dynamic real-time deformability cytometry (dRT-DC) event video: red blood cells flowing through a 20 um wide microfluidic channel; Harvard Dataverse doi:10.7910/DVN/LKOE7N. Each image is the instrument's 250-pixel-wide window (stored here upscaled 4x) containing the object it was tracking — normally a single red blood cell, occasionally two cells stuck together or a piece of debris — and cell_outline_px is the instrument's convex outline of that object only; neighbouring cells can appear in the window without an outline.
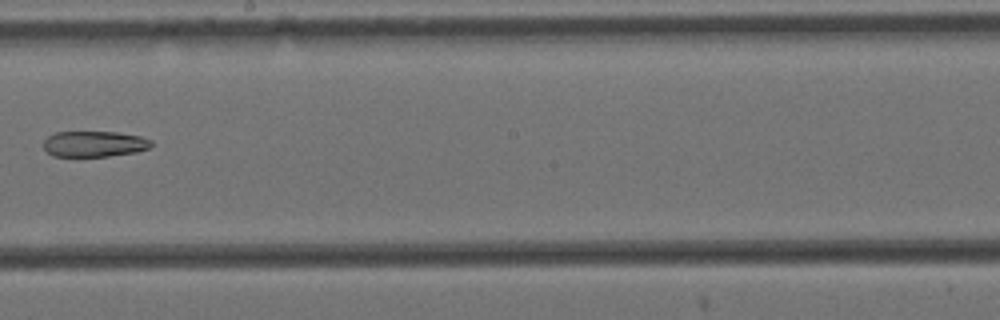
{"species": "Egyptian fruit bat (a non-hibernating species)", "species_latin": "Rousettus aegyptiacus", "temperature_condition": "cold", "stored_images_in_passage": 15, "camera_frame_rate_fps": 3000, "um_per_image_px": 0.085, "animal": {"sex": "female"}, "frame": {"image": 1, "passage_image": 9, "time_ms": 2.667, "image_size_px": [1000, 320], "cell_outline_px": [[152, 144], [148, 148], [136, 152], [108, 156], [52, 156], [44, 148], [44, 140], [48, 136], [56, 132], [116, 132], [140, 136], [152, 140]], "centroid_in_image_um": [8.01, 12.23], "position_along_channel_um": 240.2, "area_um2": 16.13}}
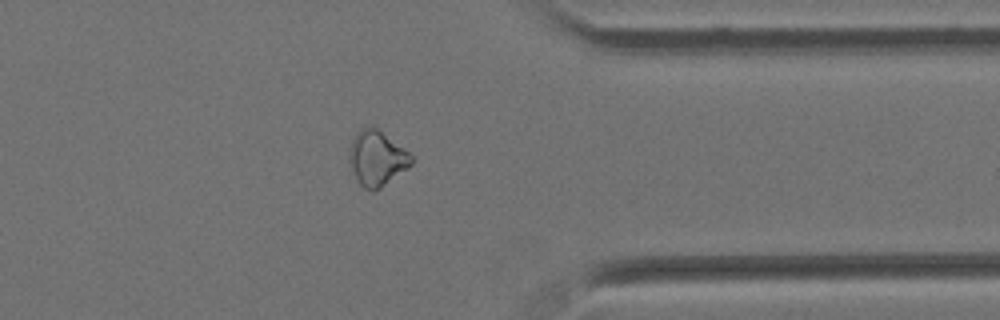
{"frame": {"image": 2, "passage_image": 13, "time_ms": 4.0, "image_size_px": [1000, 320], "cell_outline_px": [[412, 164], [380, 188], [372, 192], [364, 188], [360, 184], [352, 168], [348, 156], [348, 152], [352, 136], [360, 128], [376, 128], [408, 152], [412, 156]], "centroid_in_image_um": [31.99, 13.46], "position_along_channel_um": 379.4, "area_um2": 19.48}}